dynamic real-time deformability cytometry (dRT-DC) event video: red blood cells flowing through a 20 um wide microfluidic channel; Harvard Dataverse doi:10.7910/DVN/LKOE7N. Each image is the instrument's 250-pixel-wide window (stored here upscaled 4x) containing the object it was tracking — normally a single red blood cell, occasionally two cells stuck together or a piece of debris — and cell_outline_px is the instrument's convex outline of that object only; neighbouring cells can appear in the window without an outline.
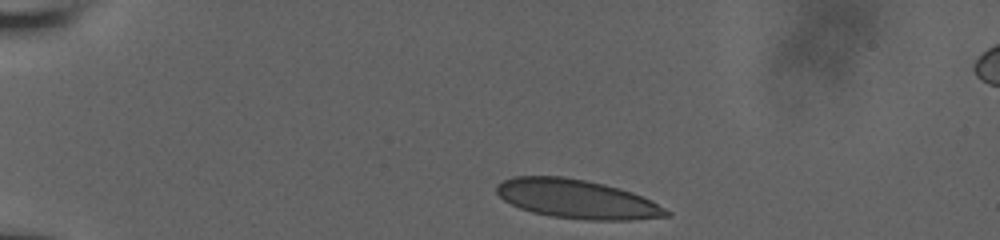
{"species": "human", "species_latin": "Homo sapiens", "temperature_condition": "room temperature", "stored_images_in_passage": 6, "segment_of_instrument_passage": [1, 2], "camera_frame_rate_fps": 3000, "um_per_image_px": 0.085, "donor": {"sex": "male"}, "frame": {"image": 1, "passage_image": 1, "time_ms": 0.0, "image_size_px": [1000, 240], "cell_outline_px": [[672, 216], [632, 220], [588, 220], [552, 216], [532, 212], [520, 208], [504, 200], [496, 192], [496, 184], [512, 176], [564, 176], [604, 184], [620, 188], [632, 192], [652, 200], [672, 212]], "centroid_in_image_um": [49.07, 16.92], "position_along_channel_um": 35.9, "area_um2": 38.67}}